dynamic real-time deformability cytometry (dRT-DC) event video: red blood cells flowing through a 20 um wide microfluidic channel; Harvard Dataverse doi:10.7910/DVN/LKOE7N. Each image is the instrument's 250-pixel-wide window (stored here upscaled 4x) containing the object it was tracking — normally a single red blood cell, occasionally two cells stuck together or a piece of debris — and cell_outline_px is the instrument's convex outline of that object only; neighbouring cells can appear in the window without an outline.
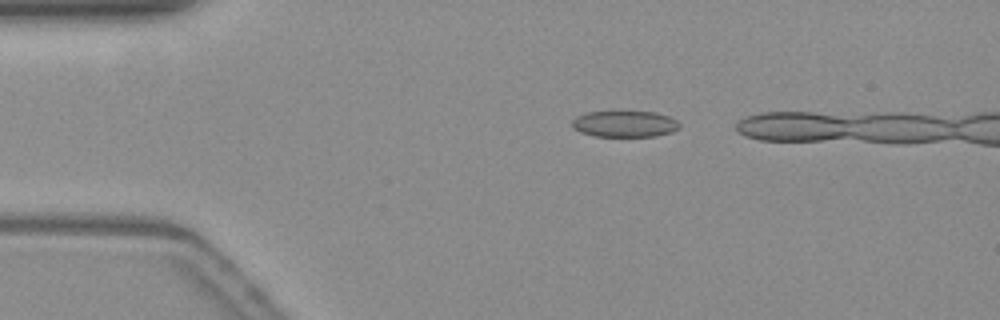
{"species": "common noctule bat (a hibernating species)", "species_latin": "Nyctalus noctula", "temperature_condition": "warm", "stored_images_in_passage": 11, "camera_frame_rate_fps": 3000, "um_per_image_px": 0.085, "animal": {"sex": "female", "body_mass_g": 19.3, "forearm_length_mm": 54.1}, "frame": {"image": 1, "passage_image": 5, "time_ms": 1.333, "image_size_px": [1000, 320], "cell_outline_px": [[680, 128], [672, 132], [656, 136], [596, 136], [580, 132], [572, 128], [572, 120], [576, 116], [588, 112], [656, 112], [668, 116], [676, 120], [680, 124]], "centroid_in_image_um": [53.1, 10.54], "position_along_channel_um": 31.9, "area_um2": 16.42}}